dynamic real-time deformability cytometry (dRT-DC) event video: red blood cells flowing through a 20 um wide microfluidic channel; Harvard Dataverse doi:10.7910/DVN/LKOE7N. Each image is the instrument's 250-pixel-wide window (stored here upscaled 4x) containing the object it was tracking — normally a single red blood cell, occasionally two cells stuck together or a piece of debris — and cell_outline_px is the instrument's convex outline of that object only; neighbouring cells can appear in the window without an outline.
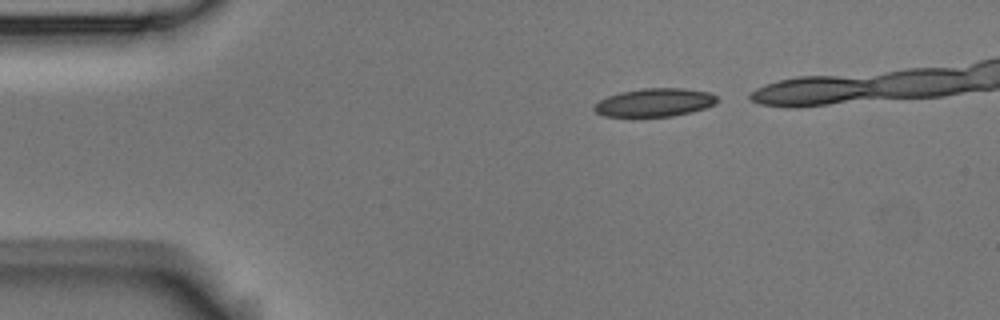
{"species": "Egyptian fruit bat (a non-hibernating species)", "species_latin": "Rousettus aegyptiacus", "temperature_condition": "room temperature", "stored_images_in_passage": 5, "segment_of_instrument_passage": [1, 2], "camera_frame_rate_fps": 3000, "um_per_image_px": 0.085, "animal": {"sex": "male"}, "frame": {"image": 1, "passage_image": 1, "time_ms": 0.0, "image_size_px": [1000, 320], "cell_outline_px": [[720, 100], [716, 104], [692, 112], [672, 116], [604, 116], [596, 112], [592, 108], [600, 100], [608, 96], [620, 92], [644, 88], [684, 88], [708, 92], [716, 96]], "centroid_in_image_um": [55.67, 8.7], "position_along_channel_um": 29.3, "area_um2": 20.17}}
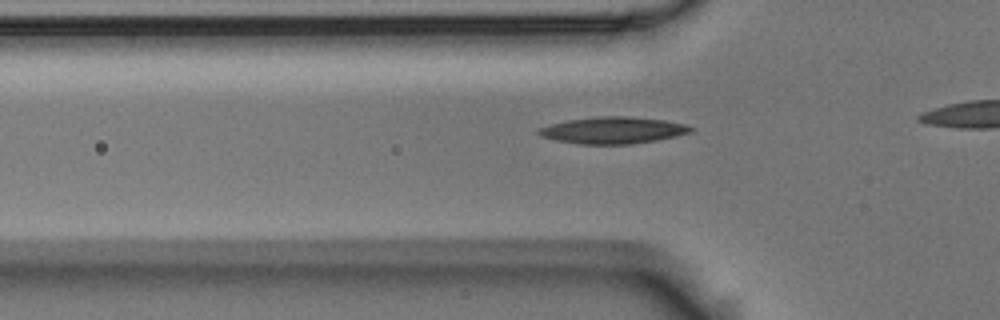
{"frame": {"image": 2, "passage_image": 4, "time_ms": 1.0, "image_size_px": [1000, 320], "cell_outline_px": [[692, 132], [676, 136], [656, 140], [628, 144], [580, 144], [556, 140], [540, 136], [536, 132], [540, 128], [552, 124], [568, 120], [596, 116], [624, 116], [664, 120], [684, 124], [692, 128]], "centroid_in_image_um": [52.08, 11.07], "position_along_channel_um": 73.7, "area_um2": 23.41}}